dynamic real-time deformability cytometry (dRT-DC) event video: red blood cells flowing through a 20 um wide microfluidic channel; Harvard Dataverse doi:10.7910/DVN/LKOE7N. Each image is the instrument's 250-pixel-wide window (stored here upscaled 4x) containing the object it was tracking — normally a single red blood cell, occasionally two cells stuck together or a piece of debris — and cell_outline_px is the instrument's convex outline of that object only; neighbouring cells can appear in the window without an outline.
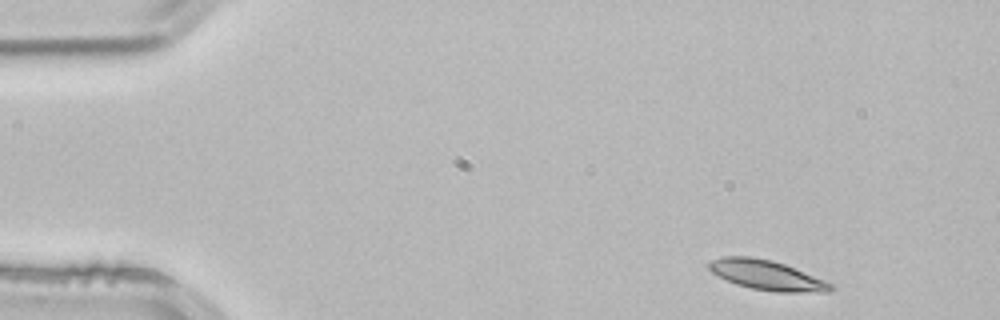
{"species": "common noctule bat (a hibernating species)", "species_latin": "Nyctalus noctula", "temperature_condition": "room temperature", "stored_images_in_passage": 3, "camera_frame_rate_fps": 3000, "um_per_image_px": 0.085, "animal": {"sex": "male", "body_mass_g": 21.5, "forearm_length_mm": 52.0}, "frame": {"image": 1, "passage_image": 1, "time_ms": 0.0, "image_size_px": [1000, 320], "cell_outline_px": [[836, 288], [828, 292], [776, 292], [752, 288], [736, 284], [712, 272], [708, 268], [708, 264], [712, 260], [724, 256], [752, 256], [772, 260], [784, 264], [824, 280], [832, 284]], "centroid_in_image_um": [65.19, 23.38], "position_along_channel_um": 19.8, "area_um2": 20.92}}